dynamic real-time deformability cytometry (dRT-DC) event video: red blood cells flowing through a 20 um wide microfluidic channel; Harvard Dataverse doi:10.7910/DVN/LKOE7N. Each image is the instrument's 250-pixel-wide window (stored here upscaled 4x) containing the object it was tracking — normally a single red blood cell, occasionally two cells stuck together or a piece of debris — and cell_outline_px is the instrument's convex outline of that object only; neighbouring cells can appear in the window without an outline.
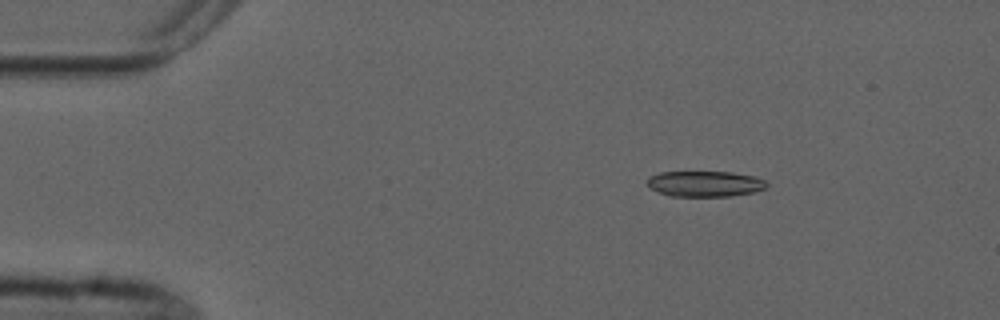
{"species": "common noctule bat (a hibernating species)", "species_latin": "Nyctalus noctula", "temperature_condition": "cold", "stored_images_in_passage": 3, "camera_frame_rate_fps": 3000, "um_per_image_px": 0.085, "animal": {"sex": "male", "forearm_length_mm": 52.5}, "frame": {"image": 1, "passage_image": 1, "time_ms": 0.0, "image_size_px": [1000, 320], "cell_outline_px": [[768, 184], [764, 188], [756, 192], [732, 196], [668, 196], [648, 188], [644, 184], [644, 180], [648, 176], [660, 172], [732, 172], [752, 176], [764, 180]], "centroid_in_image_um": [59.82, 15.63], "position_along_channel_um": 25.2, "area_um2": 18.21}}